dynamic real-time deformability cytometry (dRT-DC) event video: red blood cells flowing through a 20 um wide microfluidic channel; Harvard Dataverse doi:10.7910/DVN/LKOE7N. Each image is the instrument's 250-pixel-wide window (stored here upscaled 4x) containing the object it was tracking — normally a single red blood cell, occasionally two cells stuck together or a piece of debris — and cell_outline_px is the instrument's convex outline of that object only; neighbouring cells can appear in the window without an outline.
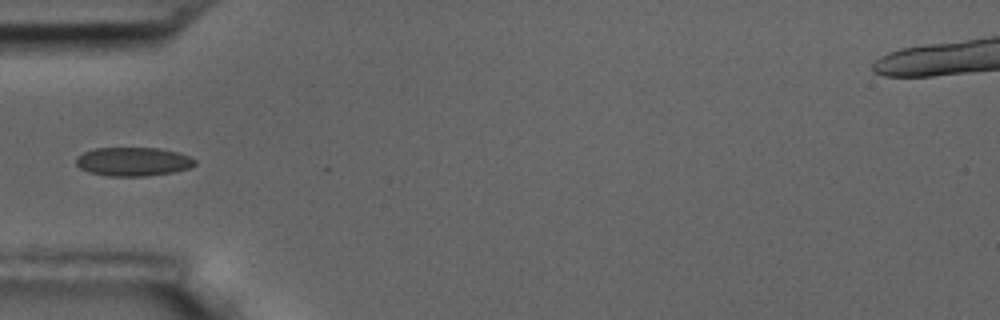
{"species": "common noctule bat (a hibernating species)", "species_latin": "Nyctalus noctula", "temperature_condition": "room temperature", "stored_images_in_passage": 5, "camera_frame_rate_fps": 3000, "um_per_image_px": 0.085, "animal": {"sex": "male", "body_mass_g": 17.5, "forearm_length_mm": 52.3}, "frame": {"image": 1, "passage_image": 5, "time_ms": 4.333, "image_size_px": [1000, 320], "cell_outline_px": [[196, 164], [188, 168], [176, 172], [148, 176], [108, 176], [88, 172], [80, 168], [76, 164], [76, 156], [84, 152], [96, 148], [160, 148], [176, 152], [188, 156], [196, 160]], "centroid_in_image_um": [11.31, 13.74], "position_along_channel_um": 73.7, "area_um2": 20.0}}